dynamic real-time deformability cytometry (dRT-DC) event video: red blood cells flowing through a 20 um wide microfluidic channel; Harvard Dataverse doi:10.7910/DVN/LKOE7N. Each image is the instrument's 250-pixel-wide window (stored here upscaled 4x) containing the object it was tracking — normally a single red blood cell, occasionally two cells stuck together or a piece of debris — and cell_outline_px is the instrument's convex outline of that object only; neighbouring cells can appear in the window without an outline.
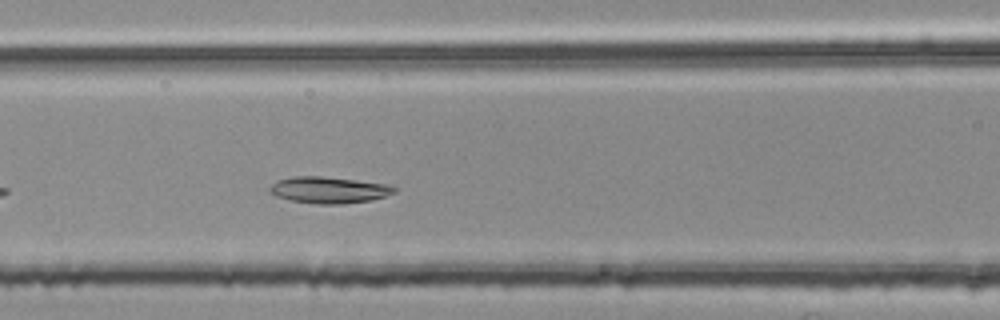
{"species": "common noctule bat (a hibernating species)", "species_latin": "Nyctalus noctula", "temperature_condition": "room temperature", "stored_images_in_passage": 15, "camera_frame_rate_fps": 3000, "um_per_image_px": 0.085, "animal": {"sex": "female", "body_mass_g": 25.1}, "frame": {"image": 1, "passage_image": 9, "time_ms": 2.667, "image_size_px": [1000, 320], "cell_outline_px": [[396, 192], [372, 200], [340, 204], [316, 204], [288, 200], [276, 196], [268, 192], [268, 188], [276, 180], [292, 176], [324, 176], [356, 180], [384, 184], [396, 188]], "centroid_in_image_um": [27.88, 16.15], "position_along_channel_um": 138.7, "area_um2": 19.31}}
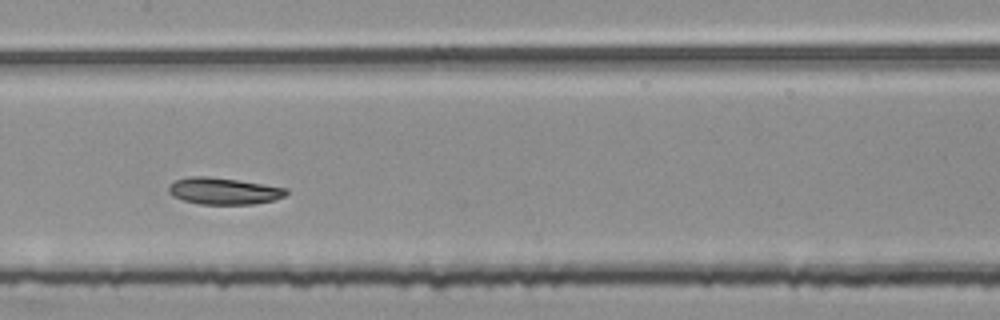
{"frame": {"image": 2, "passage_image": 13, "time_ms": 4.0, "image_size_px": [1000, 320], "cell_outline_px": [[288, 192], [284, 196], [272, 200], [252, 204], [200, 204], [184, 200], [172, 196], [168, 192], [168, 184], [176, 180], [188, 176], [208, 176], [236, 180], [288, 188]], "centroid_in_image_um": [18.97, 16.23], "position_along_channel_um": 188.4, "area_um2": 18.21}}